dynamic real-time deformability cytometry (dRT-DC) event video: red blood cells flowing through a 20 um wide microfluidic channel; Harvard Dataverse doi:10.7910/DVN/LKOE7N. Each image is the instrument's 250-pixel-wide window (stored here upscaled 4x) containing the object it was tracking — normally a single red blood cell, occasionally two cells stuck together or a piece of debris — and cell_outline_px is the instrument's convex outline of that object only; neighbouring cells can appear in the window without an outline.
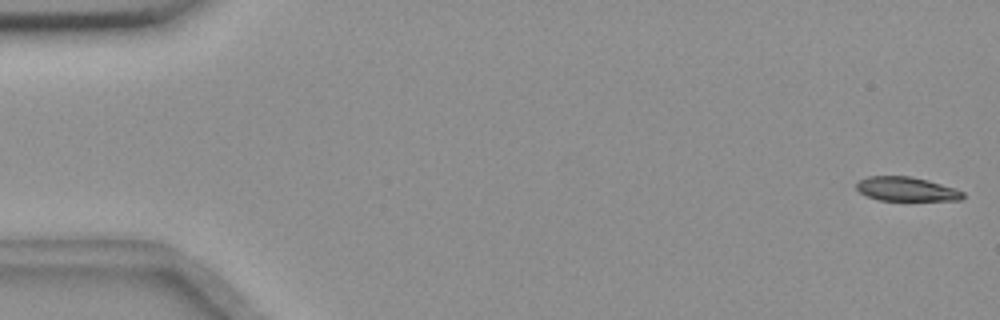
{"species": "common noctule bat (a hibernating species)", "species_latin": "Nyctalus noctula", "temperature_condition": "room temperature", "stored_images_in_passage": 6, "camera_frame_rate_fps": 3000, "um_per_image_px": 0.085, "animal": {"sex": "female", "body_mass_g": 18.4}, "frame": {"image": 1, "passage_image": 1, "time_ms": 0.0, "image_size_px": [1000, 320], "cell_outline_px": [[964, 196], [960, 200], [880, 200], [868, 196], [860, 192], [856, 188], [856, 184], [860, 180], [868, 176], [908, 176], [928, 180], [956, 188], [964, 192]], "centroid_in_image_um": [77.06, 16.06], "position_along_channel_um": 7.9, "area_um2": 14.85}}
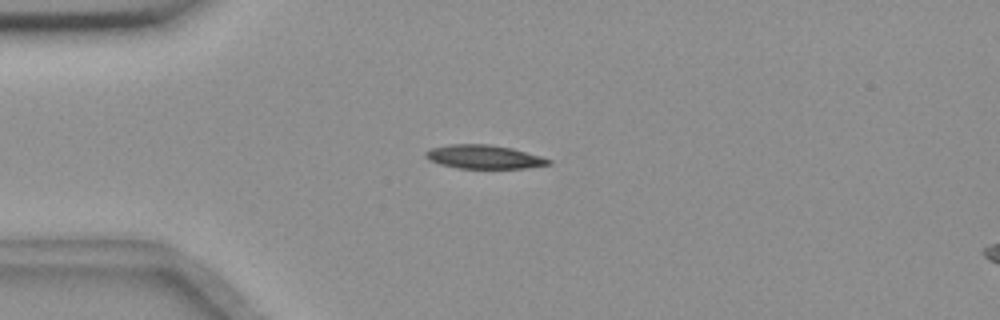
{"frame": {"image": 2, "passage_image": 5, "time_ms": 4.333, "image_size_px": [1000, 320], "cell_outline_px": [[552, 164], [528, 168], [460, 168], [440, 164], [428, 160], [424, 156], [424, 152], [432, 148], [448, 144], [488, 144], [512, 148], [540, 156], [552, 160]], "centroid_in_image_um": [41.13, 13.33], "position_along_channel_um": 43.9, "area_um2": 16.99}}